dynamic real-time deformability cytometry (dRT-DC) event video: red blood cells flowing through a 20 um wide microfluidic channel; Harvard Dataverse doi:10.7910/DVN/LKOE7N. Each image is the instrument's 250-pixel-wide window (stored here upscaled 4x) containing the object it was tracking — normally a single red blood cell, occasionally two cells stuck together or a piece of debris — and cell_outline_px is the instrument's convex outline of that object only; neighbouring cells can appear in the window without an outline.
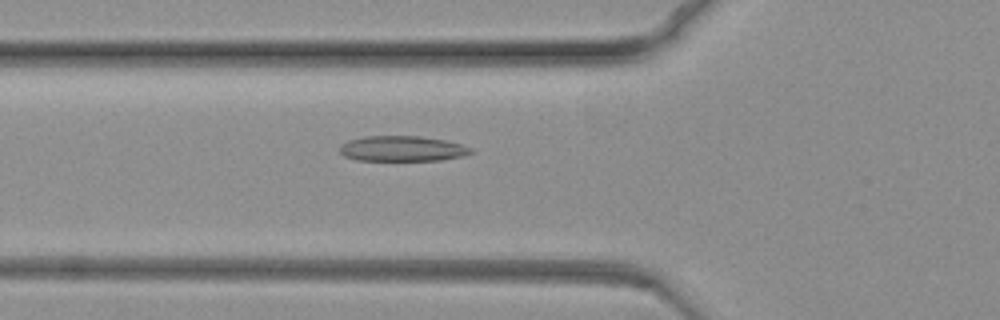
{"species": "common noctule bat (a hibernating species)", "species_latin": "Nyctalus noctula", "temperature_condition": "warm", "stored_images_in_passage": 80, "camera_frame_rate_fps": 3000, "um_per_image_px": 0.085, "animal": {"sex": "female", "body_mass_g": 19.3, "forearm_length_mm": 54.1}, "frame": {"image": 1, "passage_image": 29, "time_ms": 9.333, "image_size_px": [1000, 320], "cell_outline_px": [[476, 152], [464, 156], [440, 160], [356, 160], [344, 156], [340, 152], [340, 144], [348, 140], [364, 136], [420, 136], [444, 140], [460, 144], [472, 148]], "centroid_in_image_um": [34.2, 12.63], "position_along_channel_um": 91.6, "area_um2": 19.48}}
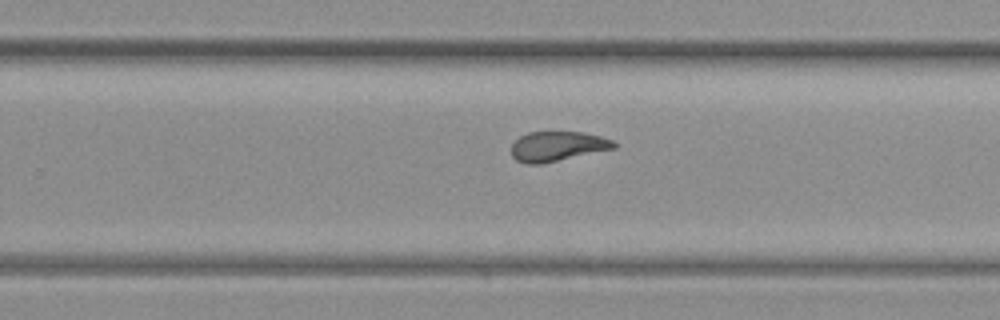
{"frame": {"image": 2, "passage_image": 51, "time_ms": 16.667, "image_size_px": [1000, 320], "cell_outline_px": [[616, 148], [540, 164], [528, 164], [516, 160], [512, 156], [512, 144], [520, 136], [528, 132], [584, 132], [600, 136], [612, 140], [616, 144]], "centroid_in_image_um": [47.38, 12.43], "position_along_channel_um": 282.4, "area_um2": 17.69}}
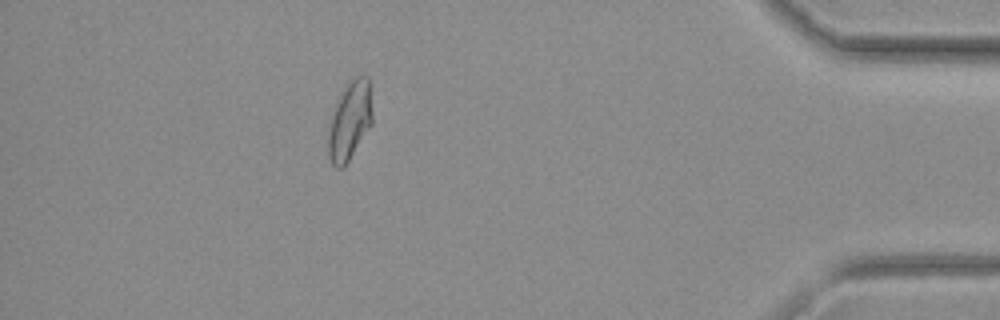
{"frame": {"image": 3, "passage_image": 71, "time_ms": 23.333, "image_size_px": [1000, 320], "cell_outline_px": [[372, 124], [344, 168], [336, 168], [332, 164], [328, 156], [328, 132], [332, 116], [340, 92], [348, 80], [356, 76], [368, 76], [372, 112]], "centroid_in_image_um": [29.72, 10.27], "position_along_channel_um": 405.5, "area_um2": 20.29}}